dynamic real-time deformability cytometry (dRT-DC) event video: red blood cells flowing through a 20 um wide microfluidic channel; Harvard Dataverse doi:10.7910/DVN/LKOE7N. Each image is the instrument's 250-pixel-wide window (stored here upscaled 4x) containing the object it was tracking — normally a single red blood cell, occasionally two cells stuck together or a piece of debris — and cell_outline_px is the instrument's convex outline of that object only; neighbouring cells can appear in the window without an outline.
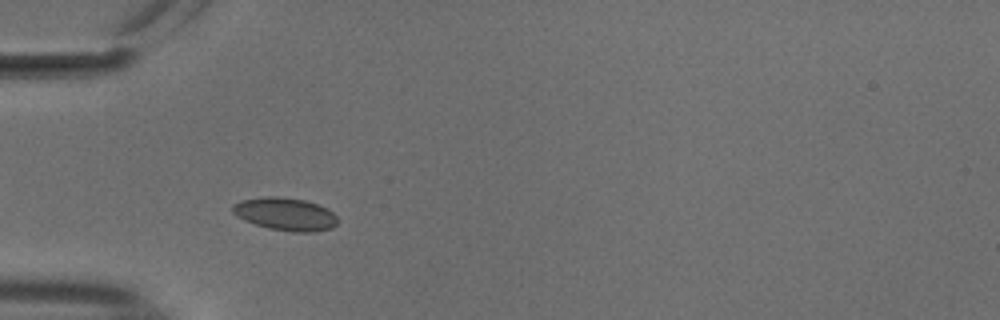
{"species": "common noctule bat (a hibernating species)", "species_latin": "Nyctalus noctula", "temperature_condition": "cold", "stored_images_in_passage": 21, "camera_frame_rate_fps": 3000, "um_per_image_px": 0.085, "animal": {"sex": "male", "body_mass_g": 18.8}, "frame": {"image": 1, "passage_image": 1, "time_ms": 0.0, "image_size_px": [1000, 320], "cell_outline_px": [[336, 224], [332, 228], [316, 232], [292, 232], [268, 228], [244, 220], [236, 216], [232, 212], [232, 204], [240, 200], [264, 196], [276, 196], [304, 200], [328, 208], [336, 216]], "centroid_in_image_um": [24.23, 18.19], "position_along_channel_um": 60.8, "area_um2": 20.17}}
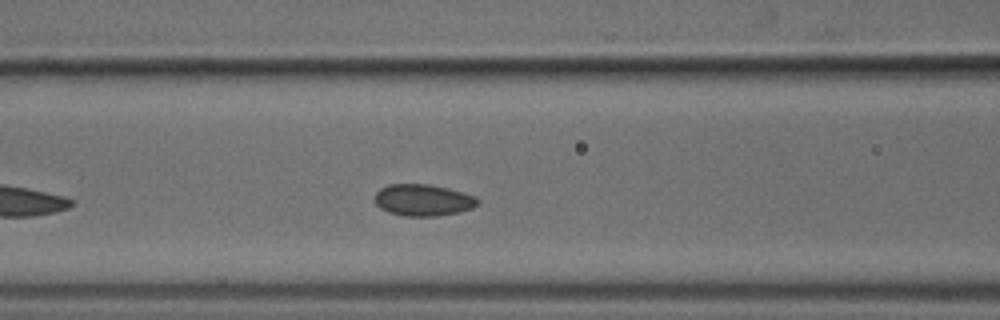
{"frame": {"image": 2, "passage_image": 7, "time_ms": 2.0, "image_size_px": [1000, 320], "cell_outline_px": [[480, 200], [472, 208], [456, 212], [436, 216], [404, 216], [388, 212], [380, 208], [376, 204], [376, 192], [380, 188], [388, 184], [428, 184], [448, 188], [464, 192], [476, 196]], "centroid_in_image_um": [35.96, 17.0], "position_along_channel_um": 130.6, "area_um2": 18.96}}
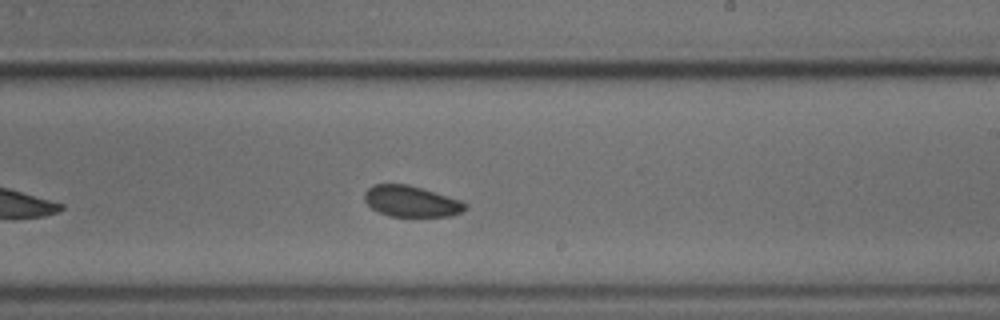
{"frame": {"image": 3, "passage_image": 17, "time_ms": 5.333, "image_size_px": [1000, 320], "cell_outline_px": [[468, 208], [464, 212], [448, 216], [388, 216], [372, 208], [364, 200], [364, 192], [372, 184], [408, 184], [460, 200]], "centroid_in_image_um": [34.93, 17.11], "position_along_channel_um": 254.1, "area_um2": 18.09}}